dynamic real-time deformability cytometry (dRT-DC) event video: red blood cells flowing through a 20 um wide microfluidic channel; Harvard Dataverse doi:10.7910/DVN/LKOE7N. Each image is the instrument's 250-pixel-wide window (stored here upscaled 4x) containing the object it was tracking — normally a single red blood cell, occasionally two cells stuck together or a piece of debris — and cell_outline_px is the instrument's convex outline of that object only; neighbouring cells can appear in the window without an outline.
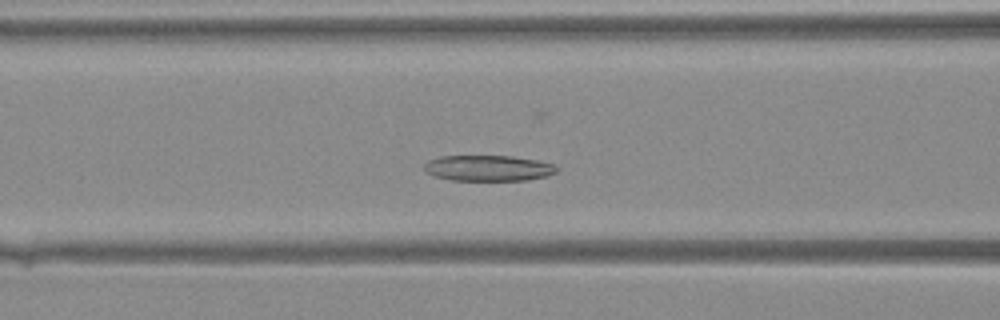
{"species": "Egyptian fruit bat (a non-hibernating species)", "species_latin": "Rousettus aegyptiacus", "temperature_condition": "warm", "stored_images_in_passage": 31, "camera_frame_rate_fps": 3000, "um_per_image_px": 0.085, "animal": {"sex": "female"}, "frame": {"image": 1, "passage_image": 6, "time_ms": 1.667, "image_size_px": [1000, 320], "cell_outline_px": [[560, 168], [556, 172], [544, 176], [528, 180], [452, 180], [432, 176], [424, 168], [424, 164], [428, 160], [440, 156], [512, 156], [536, 160], [556, 164]], "centroid_in_image_um": [41.51, 14.28], "position_along_channel_um": 125.1, "area_um2": 19.94}}
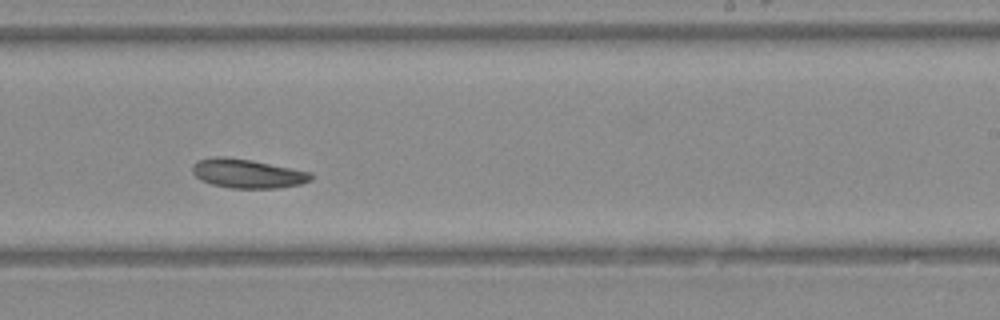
{"frame": {"image": 2, "passage_image": 15, "time_ms": 4.667, "image_size_px": [1000, 320], "cell_outline_px": [[312, 180], [300, 184], [276, 188], [232, 188], [212, 184], [200, 180], [192, 172], [192, 164], [200, 160], [212, 156], [224, 156], [252, 160], [312, 172]], "centroid_in_image_um": [21.02, 14.74], "position_along_channel_um": 268.0, "area_um2": 20.11}}
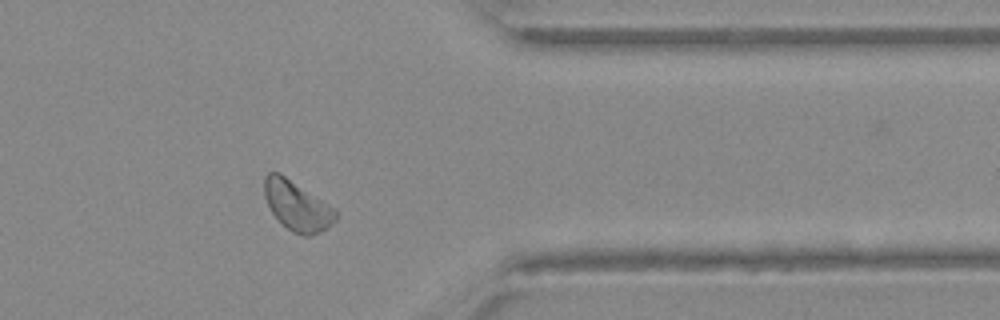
{"frame": {"image": 3, "passage_image": 23, "time_ms": 7.333, "image_size_px": [1000, 320], "cell_outline_px": [[336, 220], [320, 232], [308, 236], [304, 236], [292, 232], [272, 212], [264, 196], [264, 176], [268, 172], [280, 172], [332, 208], [336, 212]], "centroid_in_image_um": [25.2, 17.48], "position_along_channel_um": 386.2, "area_um2": 20.0}}